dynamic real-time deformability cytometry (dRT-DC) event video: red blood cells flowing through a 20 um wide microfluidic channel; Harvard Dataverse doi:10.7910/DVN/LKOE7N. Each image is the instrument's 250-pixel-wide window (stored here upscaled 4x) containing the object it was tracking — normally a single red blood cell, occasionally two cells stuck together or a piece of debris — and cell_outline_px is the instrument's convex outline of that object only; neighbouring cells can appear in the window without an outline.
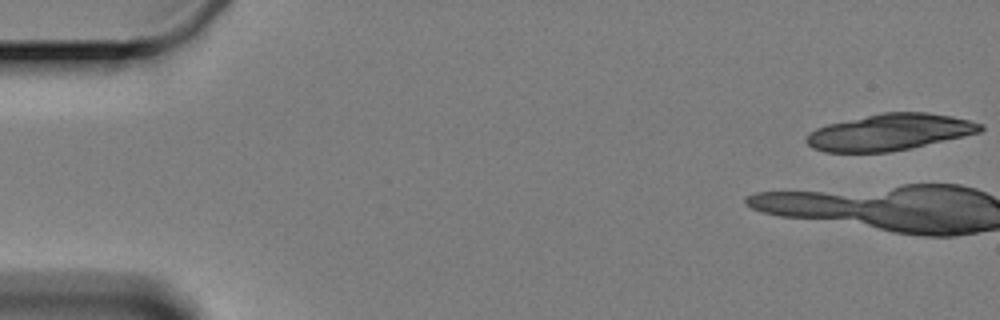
{"species": "Egyptian fruit bat (a non-hibernating species)", "species_latin": "Rousettus aegyptiacus", "temperature_condition": "cold", "stored_images_in_passage": 7, "camera_frame_rate_fps": 3000, "um_per_image_px": 0.085, "animal": {"sex": "female"}, "frame": {"image": 1, "passage_image": 1, "time_ms": 0.0, "image_size_px": [1000, 320], "cell_outline_px": [[984, 128], [980, 132], [908, 148], [888, 152], [824, 152], [812, 148], [804, 140], [808, 132], [816, 128], [828, 124], [880, 112], [928, 112], [952, 116], [984, 124]], "centroid_in_image_um": [75.57, 11.22], "position_along_channel_um": 9.4, "area_um2": 36.82}}